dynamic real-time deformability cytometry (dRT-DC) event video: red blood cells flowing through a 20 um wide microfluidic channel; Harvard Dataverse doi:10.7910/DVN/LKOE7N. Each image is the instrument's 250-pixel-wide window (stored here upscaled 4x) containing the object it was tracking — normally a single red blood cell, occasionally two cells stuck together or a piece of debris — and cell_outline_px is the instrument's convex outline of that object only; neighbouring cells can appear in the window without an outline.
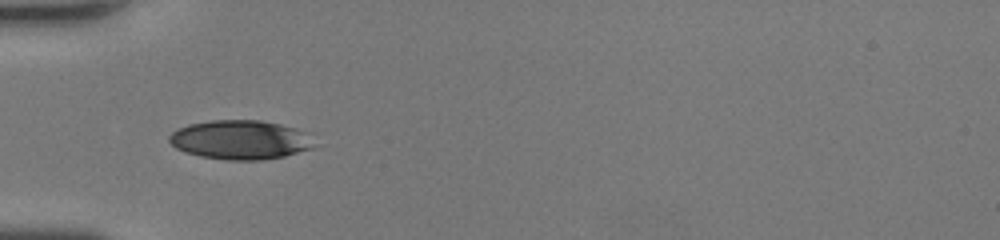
{"species": "human", "species_latin": "Homo sapiens", "temperature_condition": "room temperature", "stored_images_in_passage": 32, "camera_frame_rate_fps": 3000, "um_per_image_px": 0.085, "donor": {"sex": "female"}, "frame": {"image": 1, "passage_image": 1, "time_ms": 0.0, "image_size_px": [1000, 240], "cell_outline_px": [[320, 144], [312, 148], [284, 156], [260, 160], [228, 160], [200, 156], [176, 148], [168, 140], [168, 136], [172, 132], [188, 124], [212, 120], [260, 120], [280, 124], [296, 128], [308, 132]], "centroid_in_image_um": [20.5, 11.88], "position_along_channel_um": 64.5, "area_um2": 33.35}}
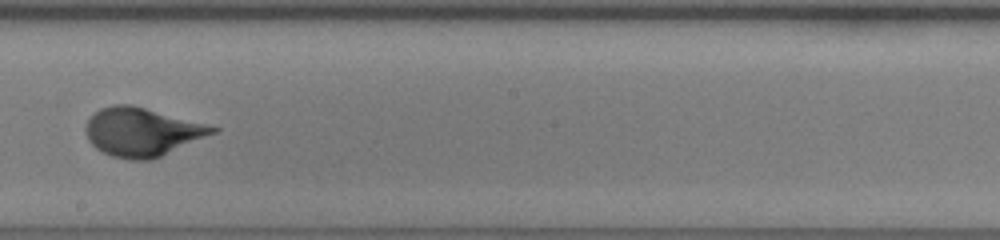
{"frame": {"image": 2, "passage_image": 13, "time_ms": 4.0, "image_size_px": [1000, 240], "cell_outline_px": [[220, 128], [216, 132], [152, 160], [132, 160], [112, 156], [96, 148], [88, 140], [84, 132], [84, 128], [88, 120], [100, 108], [112, 104], [132, 104]], "centroid_in_image_um": [12.03, 11.21], "position_along_channel_um": 236.2, "area_um2": 35.6}}
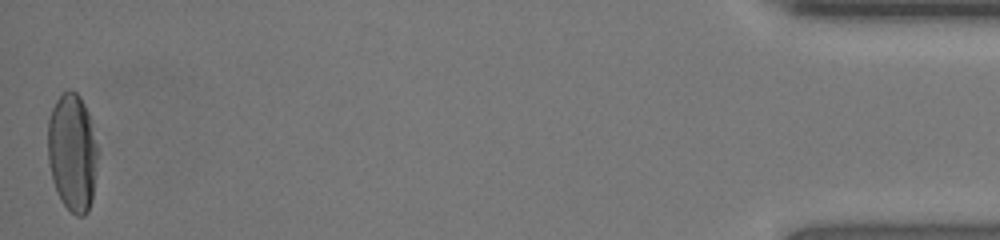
{"frame": {"image": 3, "passage_image": 32, "time_ms": 10.333, "image_size_px": [1000, 240], "cell_outline_px": [[96, 160], [92, 200], [88, 212], [84, 216], [76, 216], [64, 204], [56, 192], [52, 180], [48, 164], [48, 120], [52, 108], [56, 100], [68, 88], [76, 92], [80, 96], [92, 120], [96, 144]], "centroid_in_image_um": [6.13, 12.94], "position_along_channel_um": 429.1, "area_um2": 34.28}, "authors_computed_cell_mechanics": {"area_um2": 34.3621, "velocity_mm_per_s": 4.4153, "shape_relaxation_time_tau1_ms": 3.4001, "shape_relaxation_time_tau2_ms": null, "deformation_change_tau1": 0.2017, "deformation_change_tau2": null}}